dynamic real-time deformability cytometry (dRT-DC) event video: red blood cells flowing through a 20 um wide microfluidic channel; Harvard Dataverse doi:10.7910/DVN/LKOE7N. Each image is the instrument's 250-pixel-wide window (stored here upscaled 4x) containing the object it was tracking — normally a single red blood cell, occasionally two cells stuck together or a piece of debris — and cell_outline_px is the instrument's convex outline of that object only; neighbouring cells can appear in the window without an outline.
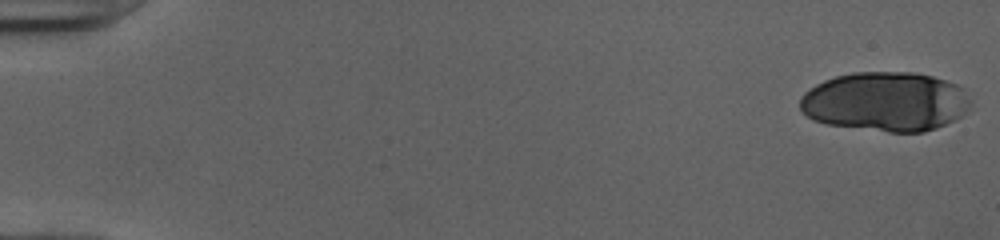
{"species": "human", "species_latin": "Homo sapiens", "temperature_condition": "cold", "stored_images_in_passage": 41, "camera_frame_rate_fps": 3000, "um_per_image_px": 0.085, "donor": {"sex": "female"}, "frame": {"image": 1, "passage_image": 1, "time_ms": 0.0, "image_size_px": [1000, 240], "cell_outline_px": [[972, 100], [968, 108], [956, 120], [936, 128], [924, 132], [888, 132], [828, 124], [812, 120], [800, 108], [800, 100], [804, 92], [816, 84], [824, 80], [836, 76], [852, 72], [912, 72], [932, 76], [956, 84]], "centroid_in_image_um": [75.26, 8.64], "position_along_channel_um": 9.7, "area_um2": 59.01}}
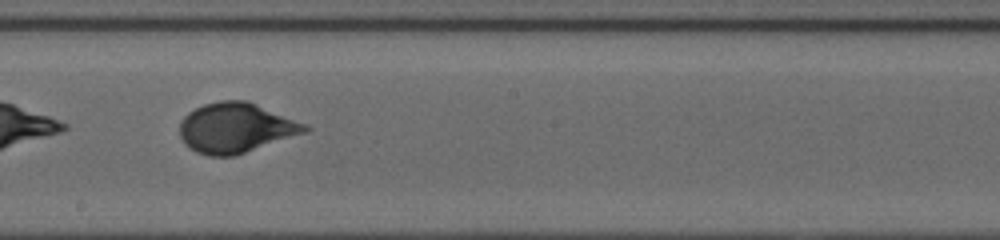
{"frame": {"image": 2, "passage_image": 31, "time_ms": 10.0, "image_size_px": [1000, 240], "cell_outline_px": [[312, 128], [308, 132], [236, 156], [208, 156], [196, 152], [184, 144], [180, 136], [180, 124], [184, 116], [188, 112], [204, 104], [220, 100], [248, 100], [308, 124]], "centroid_in_image_um": [20.09, 10.87], "position_along_channel_um": 228.1, "area_um2": 36.99}}
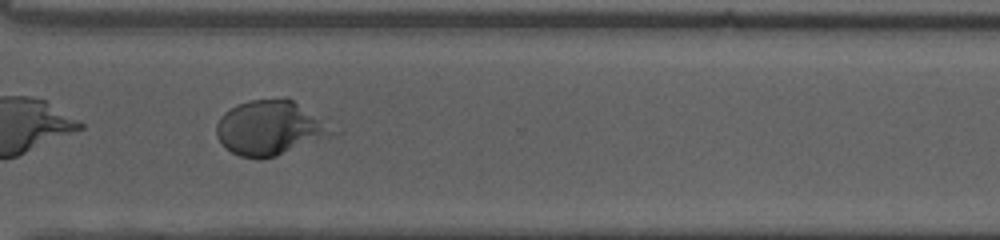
{"frame": {"image": 3, "passage_image": 40, "time_ms": 13.0, "image_size_px": [1000, 240], "cell_outline_px": [[340, 132], [276, 156], [256, 160], [240, 156], [232, 152], [216, 136], [216, 124], [220, 116], [224, 112], [236, 104], [248, 100], [292, 100]], "centroid_in_image_um": [22.9, 10.9], "position_along_channel_um": 347.7, "area_um2": 36.24}}